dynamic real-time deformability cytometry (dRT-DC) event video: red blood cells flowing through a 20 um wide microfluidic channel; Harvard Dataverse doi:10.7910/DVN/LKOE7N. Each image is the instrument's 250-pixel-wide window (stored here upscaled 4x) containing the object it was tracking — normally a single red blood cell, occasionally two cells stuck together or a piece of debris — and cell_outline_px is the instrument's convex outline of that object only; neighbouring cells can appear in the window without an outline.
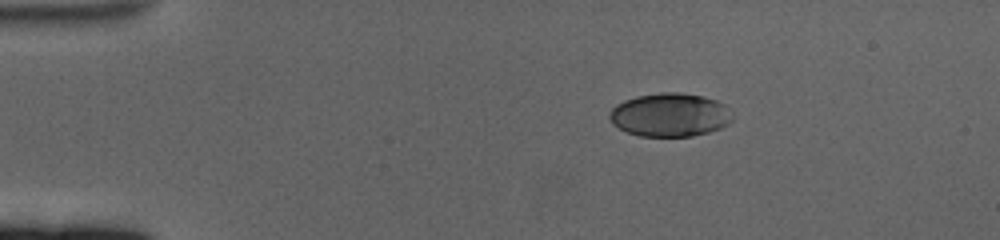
{"species": "human", "species_latin": "Homo sapiens", "temperature_condition": "cold", "stored_images_in_passage": 22, "camera_frame_rate_fps": 3000, "um_per_image_px": 0.085, "donor": {"sex": "female"}, "frame": {"image": 1, "passage_image": 1, "time_ms": 0.0, "image_size_px": [1000, 240], "cell_outline_px": [[736, 116], [728, 124], [720, 128], [708, 132], [692, 136], [640, 136], [628, 132], [612, 124], [608, 116], [608, 112], [616, 104], [624, 100], [636, 96], [660, 92], [680, 92], [704, 96], [716, 100], [724, 104]], "centroid_in_image_um": [56.96, 9.75], "position_along_channel_um": 28.0, "area_um2": 31.5}}
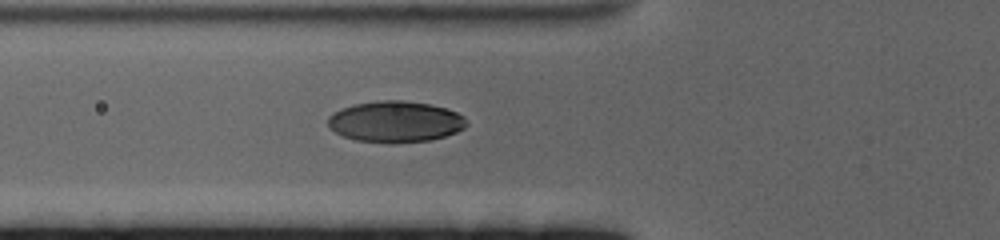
{"frame": {"image": 2, "passage_image": 13, "time_ms": 4.0, "image_size_px": [1000, 240], "cell_outline_px": [[468, 124], [464, 128], [456, 132], [432, 140], [392, 144], [388, 144], [356, 140], [344, 136], [336, 132], [328, 124], [328, 116], [332, 112], [340, 108], [352, 104], [380, 100], [400, 100], [428, 104], [444, 108], [456, 112], [464, 116], [468, 120]], "centroid_in_image_um": [33.6, 10.35], "position_along_channel_um": 92.2, "area_um2": 33.52}}
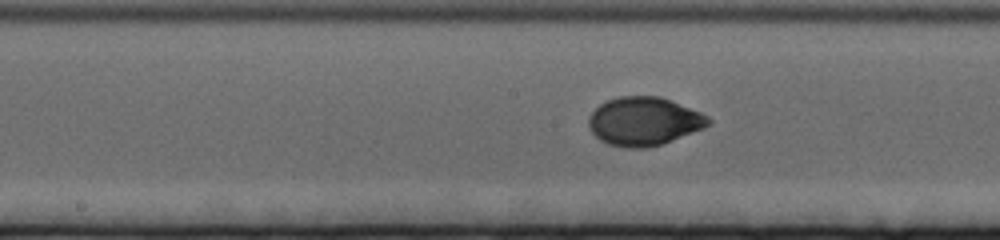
{"frame": {"image": 3, "passage_image": 22, "time_ms": 7.0, "image_size_px": [1000, 240], "cell_outline_px": [[712, 120], [704, 128], [672, 140], [648, 148], [624, 148], [608, 144], [600, 140], [588, 128], [588, 116], [600, 104], [608, 100], [620, 96], [660, 96], [700, 112], [708, 116]], "centroid_in_image_um": [54.71, 10.31], "position_along_channel_um": 193.5, "area_um2": 33.76}}